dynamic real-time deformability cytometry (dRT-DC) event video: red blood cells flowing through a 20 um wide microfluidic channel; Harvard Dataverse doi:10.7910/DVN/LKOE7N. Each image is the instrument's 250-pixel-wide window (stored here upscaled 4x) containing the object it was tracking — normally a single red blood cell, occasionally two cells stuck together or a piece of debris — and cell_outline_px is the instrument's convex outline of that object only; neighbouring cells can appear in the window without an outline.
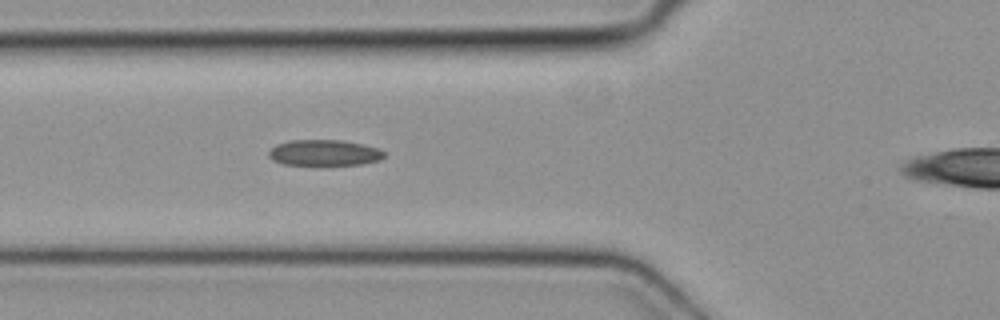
{"species": "common noctule bat (a hibernating species)", "species_latin": "Nyctalus noctula", "temperature_condition": "cold", "stored_images_in_passage": 6, "camera_frame_rate_fps": 3000, "um_per_image_px": 0.085, "animal": {"sex": "female", "body_mass_g": 19.3, "forearm_length_mm": 54.1}, "frame": {"image": 1, "passage_image": 5, "time_ms": 1.333, "image_size_px": [1000, 320], "cell_outline_px": [[384, 156], [380, 160], [364, 164], [324, 168], [316, 168], [284, 164], [272, 160], [268, 156], [268, 152], [276, 144], [292, 140], [340, 140], [360, 144], [376, 148], [384, 152]], "centroid_in_image_um": [27.52, 13.05], "position_along_channel_um": 98.3, "area_um2": 18.38}}